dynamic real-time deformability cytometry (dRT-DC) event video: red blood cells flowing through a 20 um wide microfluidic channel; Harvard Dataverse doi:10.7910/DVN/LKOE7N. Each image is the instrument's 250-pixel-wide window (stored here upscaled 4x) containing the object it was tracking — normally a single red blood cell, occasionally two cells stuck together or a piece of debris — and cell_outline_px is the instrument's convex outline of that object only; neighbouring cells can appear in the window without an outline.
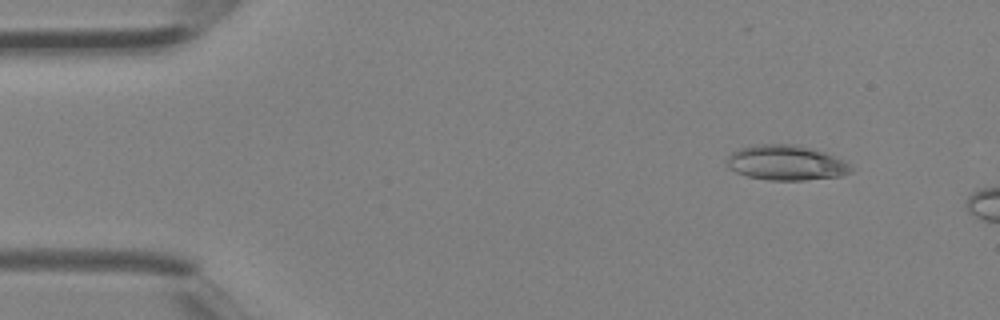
{"species": "Egyptian fruit bat (a non-hibernating species)", "species_latin": "Rousettus aegyptiacus", "temperature_condition": "room temperature", "stored_images_in_passage": 3, "camera_frame_rate_fps": 3000, "um_per_image_px": 0.085, "animal": {"sex": "female"}, "frame": {"image": 1, "passage_image": 2, "time_ms": 0.333, "image_size_px": [1000, 320], "cell_outline_px": [[852, 172], [840, 176], [804, 180], [768, 180], [748, 176], [736, 172], [728, 168], [728, 160], [732, 152], [740, 148], [760, 144], [796, 144], [824, 152], [848, 164], [852, 168]], "centroid_in_image_um": [66.8, 13.84], "position_along_channel_um": 18.2, "area_um2": 24.97}}